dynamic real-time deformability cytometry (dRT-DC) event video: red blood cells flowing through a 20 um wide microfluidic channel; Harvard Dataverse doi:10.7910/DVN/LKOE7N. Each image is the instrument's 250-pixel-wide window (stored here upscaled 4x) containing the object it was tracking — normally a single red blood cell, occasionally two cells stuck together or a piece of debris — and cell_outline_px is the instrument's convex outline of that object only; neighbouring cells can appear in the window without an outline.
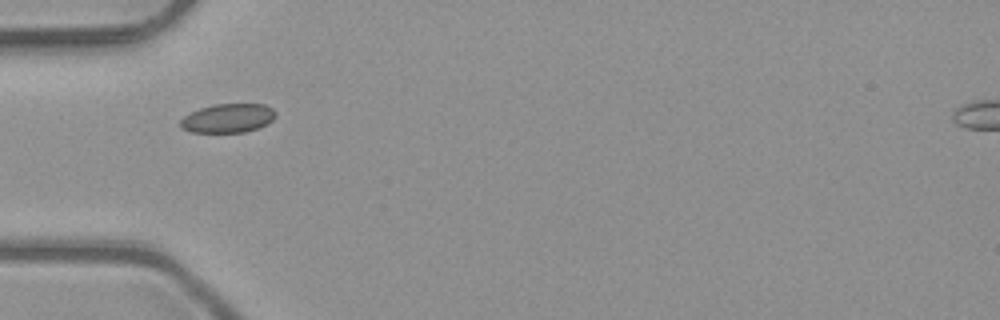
{"species": "common noctule bat (a hibernating species)", "species_latin": "Nyctalus noctula", "temperature_condition": "room temperature", "stored_images_in_passage": 7, "camera_frame_rate_fps": 3000, "um_per_image_px": 0.085, "animal": {"sex": "male", "body_mass_g": 23.1, "forearm_length_mm": 52.7}, "frame": {"image": 1, "passage_image": 4, "time_ms": 1.0, "image_size_px": [1000, 320], "cell_outline_px": [[276, 116], [268, 124], [260, 128], [244, 132], [192, 132], [180, 128], [180, 120], [184, 116], [200, 108], [216, 104], [264, 104], [272, 108], [276, 112]], "centroid_in_image_um": [19.4, 10.05], "position_along_channel_um": 65.6, "area_um2": 16.13}}
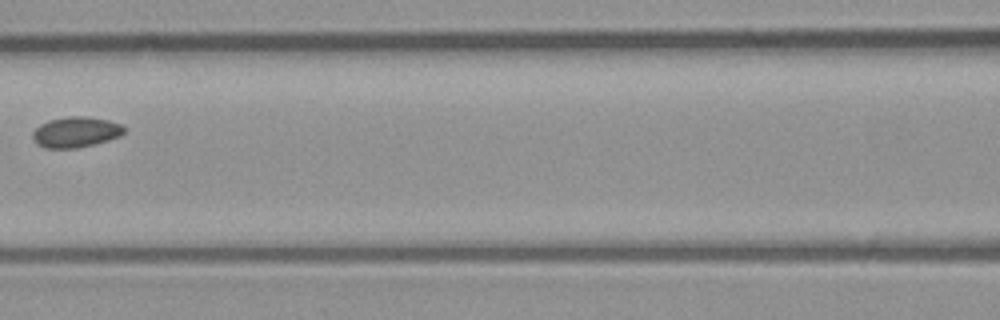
{"frame": {"image": 2, "passage_image": 6, "time_ms": 1.667, "image_size_px": [1000, 320], "cell_outline_px": [[124, 132], [120, 136], [108, 140], [76, 148], [44, 148], [36, 144], [32, 136], [32, 132], [40, 124], [48, 120], [68, 116], [84, 116], [108, 120], [124, 124]], "centroid_in_image_um": [6.43, 11.22], "position_along_channel_um": 160.2, "area_um2": 16.36}}
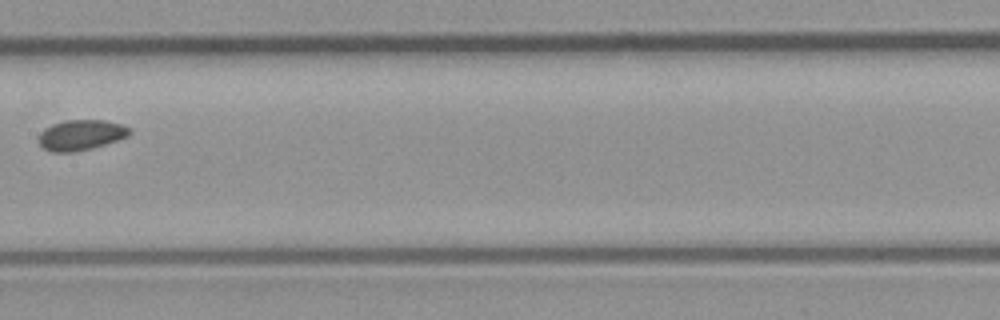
{"frame": {"image": 3, "passage_image": 7, "time_ms": 2.0, "image_size_px": [1000, 320], "cell_outline_px": [[132, 132], [128, 136], [92, 148], [76, 152], [52, 152], [44, 148], [40, 144], [40, 132], [44, 128], [52, 124], [64, 120], [104, 120], [120, 124], [128, 128]], "centroid_in_image_um": [6.86, 11.47], "position_along_channel_um": 200.5, "area_um2": 15.95}}